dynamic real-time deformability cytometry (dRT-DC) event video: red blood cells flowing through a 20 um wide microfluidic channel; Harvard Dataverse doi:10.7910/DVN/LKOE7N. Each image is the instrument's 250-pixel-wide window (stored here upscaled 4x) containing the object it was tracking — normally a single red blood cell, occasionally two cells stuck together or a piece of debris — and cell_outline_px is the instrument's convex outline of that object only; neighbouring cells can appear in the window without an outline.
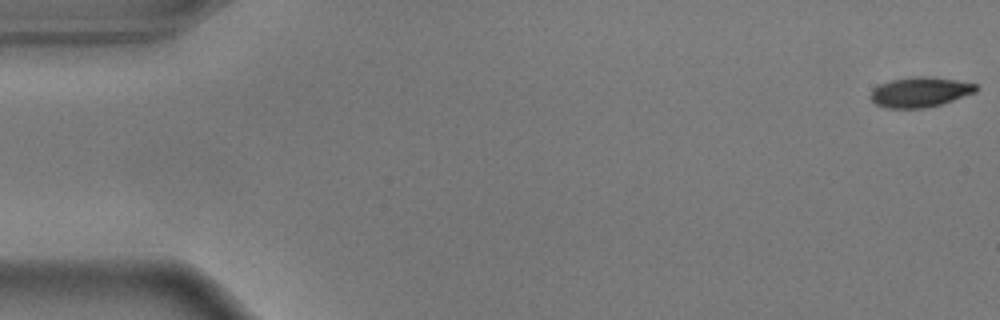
{"species": "common noctule bat (a hibernating species)", "species_latin": "Nyctalus noctula", "temperature_condition": "warm", "stored_images_in_passage": 56, "camera_frame_rate_fps": 3000, "um_per_image_px": 0.085, "animal": {"sex": "male", "body_mass_g": 17.9}, "frame": {"image": 1, "passage_image": 1, "time_ms": 0.0, "image_size_px": [1000, 320], "cell_outline_px": [[980, 88], [976, 92], [940, 104], [924, 108], [884, 108], [876, 104], [868, 96], [872, 88], [880, 84], [892, 80], [916, 76], [932, 76], [956, 80], [976, 84]], "centroid_in_image_um": [78.18, 7.82], "position_along_channel_um": 6.8, "area_um2": 18.55}}
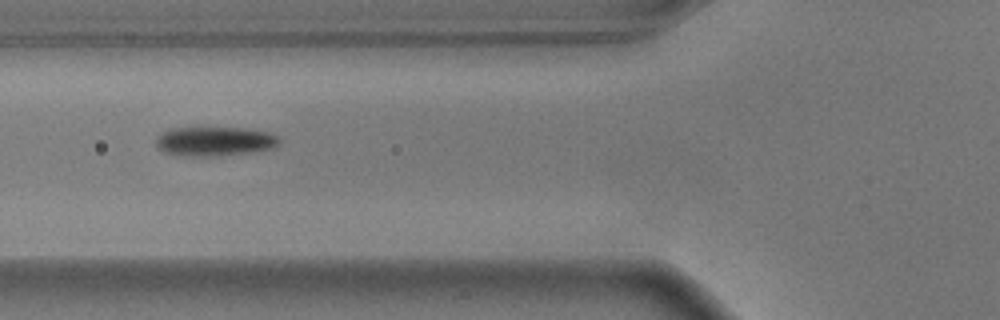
{"frame": {"image": 2, "passage_image": 21, "time_ms": 6.667, "image_size_px": [1000, 320], "cell_outline_px": [[280, 144], [272, 148], [248, 152], [208, 156], [164, 152], [156, 148], [156, 136], [160, 132], [172, 128], [244, 128], [268, 132], [280, 136]], "centroid_in_image_um": [18.25, 11.98], "position_along_channel_um": 107.5, "area_um2": 20.69}}
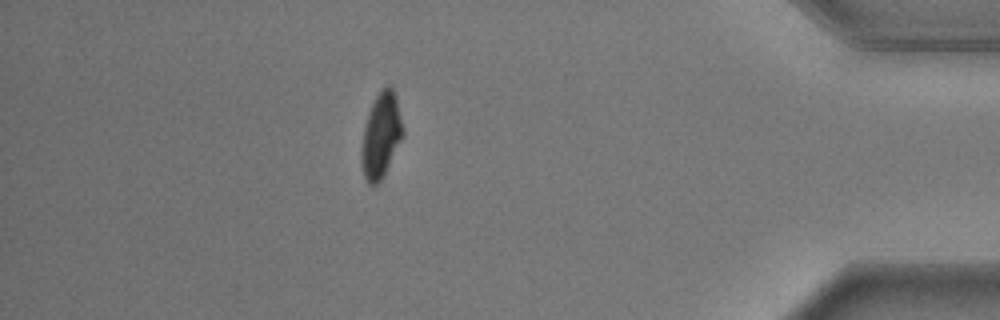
{"frame": {"image": 3, "passage_image": 49, "time_ms": 16.0, "image_size_px": [1000, 320], "cell_outline_px": [[404, 136], [380, 180], [376, 184], [368, 184], [364, 176], [360, 164], [360, 152], [364, 128], [368, 112], [376, 96], [388, 84], [392, 88], [396, 96], [404, 128]], "centroid_in_image_um": [32.38, 11.51], "position_along_channel_um": 402.8, "area_um2": 20.46}, "authors_computed_cell_mechanics": {"area_um2": 20.6924, "velocity_mm_per_s": 3.6367, "shape_relaxation_time_tau1_ms": 1.8283, "shape_relaxation_time_tau2_ms": 1.1177, "deformation_change_tau1": 0.1561, "deformation_change_tau2": 0.0543}}